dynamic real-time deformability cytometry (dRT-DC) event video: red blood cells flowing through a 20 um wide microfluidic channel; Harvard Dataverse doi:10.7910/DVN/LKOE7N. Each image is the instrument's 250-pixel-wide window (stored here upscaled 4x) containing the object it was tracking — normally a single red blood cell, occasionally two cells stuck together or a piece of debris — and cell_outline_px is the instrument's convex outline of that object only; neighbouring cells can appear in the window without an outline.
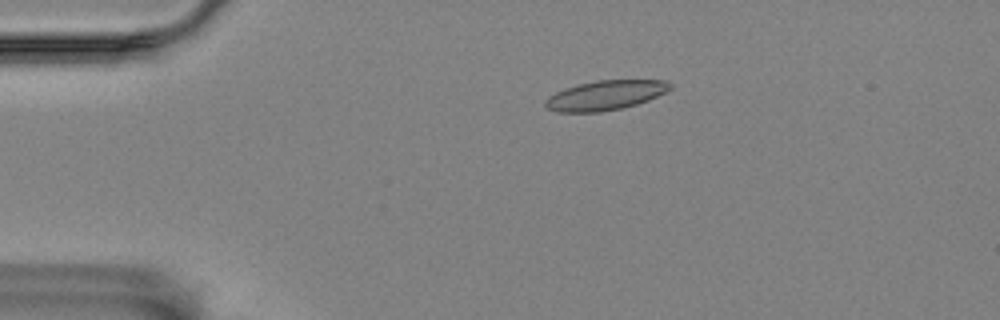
{"species": "Egyptian fruit bat (a non-hibernating species)", "species_latin": "Rousettus aegyptiacus", "temperature_condition": "room temperature", "stored_images_in_passage": 56, "camera_frame_rate_fps": 3000, "um_per_image_px": 0.085, "animal": {"sex": "female"}, "frame": {"image": 1, "passage_image": 11, "time_ms": 3.333, "image_size_px": [1000, 320], "cell_outline_px": [[672, 88], [648, 100], [636, 104], [620, 108], [600, 112], [556, 112], [548, 108], [544, 104], [544, 100], [548, 96], [564, 88], [576, 84], [596, 80], [668, 80], [672, 84]], "centroid_in_image_um": [51.42, 8.09], "position_along_channel_um": 33.6, "area_um2": 21.56}}
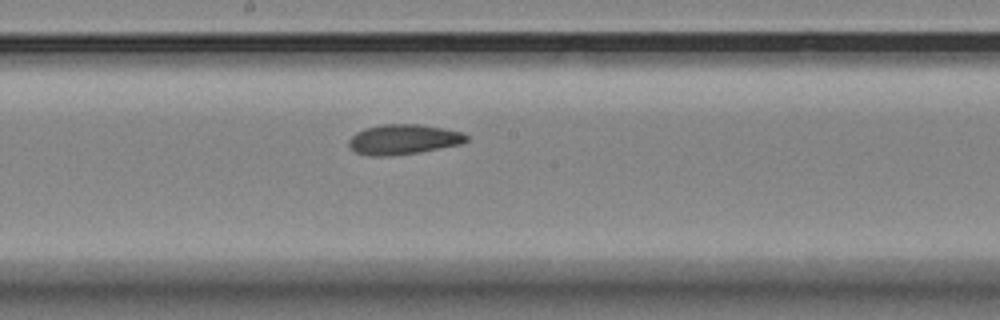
{"frame": {"image": 2, "passage_image": 30, "time_ms": 9.667, "image_size_px": [1000, 320], "cell_outline_px": [[468, 140], [460, 144], [420, 152], [392, 156], [368, 156], [356, 152], [348, 144], [348, 140], [356, 132], [364, 128], [380, 124], [420, 124], [444, 128], [464, 132], [468, 136]], "centroid_in_image_um": [34.29, 11.84], "position_along_channel_um": 213.9, "area_um2": 20.81}}
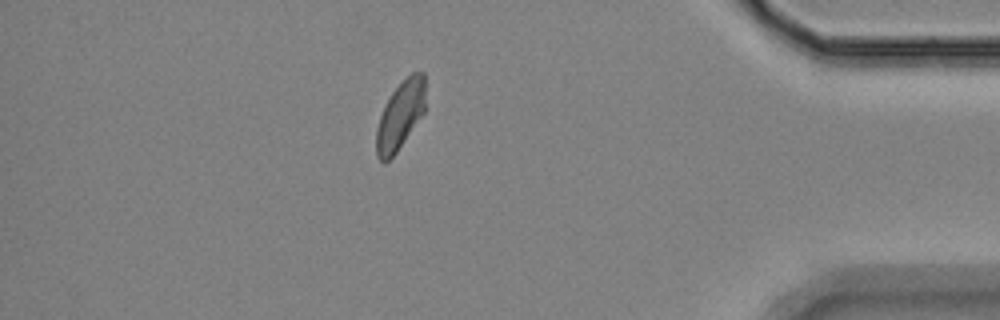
{"frame": {"image": 3, "passage_image": 49, "time_ms": 16.0, "image_size_px": [1000, 320], "cell_outline_px": [[424, 112], [396, 152], [384, 164], [376, 156], [376, 128], [380, 116], [392, 92], [412, 72], [424, 72]], "centroid_in_image_um": [34.0, 9.83], "position_along_channel_um": 401.2, "area_um2": 19.02}, "authors_computed_cell_mechanics": {"area_um2": 20.7791, "velocity_mm_per_s": 3.5314, "shape_relaxation_time_tau1_ms": null, "shape_relaxation_time_tau2_ms": 4.18, "deformation_change_tau1": null, "deformation_change_tau2": 0.0875}}